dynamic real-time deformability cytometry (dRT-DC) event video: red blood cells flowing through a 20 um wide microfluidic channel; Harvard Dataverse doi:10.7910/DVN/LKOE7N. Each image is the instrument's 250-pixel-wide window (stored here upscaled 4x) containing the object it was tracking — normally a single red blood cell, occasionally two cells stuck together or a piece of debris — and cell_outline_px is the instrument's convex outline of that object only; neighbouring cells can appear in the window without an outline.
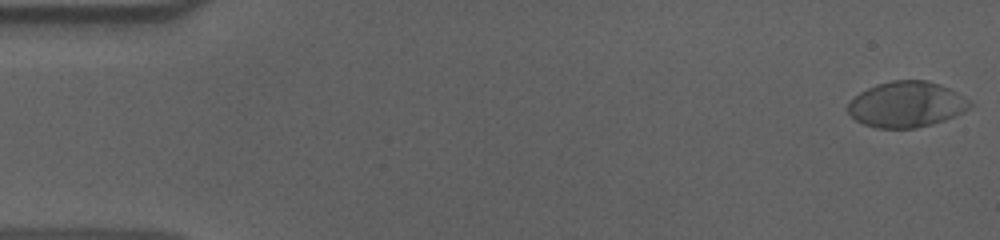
{"species": "human", "species_latin": "Homo sapiens", "temperature_condition": "cold", "stored_images_in_passage": 56, "camera_frame_rate_fps": 3000, "um_per_image_px": 0.085, "donor": {"sex": "male"}, "frame": {"image": 1, "passage_image": 1, "time_ms": 0.0, "image_size_px": [1000, 240], "cell_outline_px": [[972, 104], [964, 112], [944, 120], [932, 124], [916, 128], [876, 128], [864, 124], [856, 120], [848, 112], [848, 104], [860, 92], [876, 84], [892, 80], [924, 80], [940, 84], [956, 92], [968, 100]], "centroid_in_image_um": [77.04, 8.88], "position_along_channel_um": 8.0, "area_um2": 32.25}}
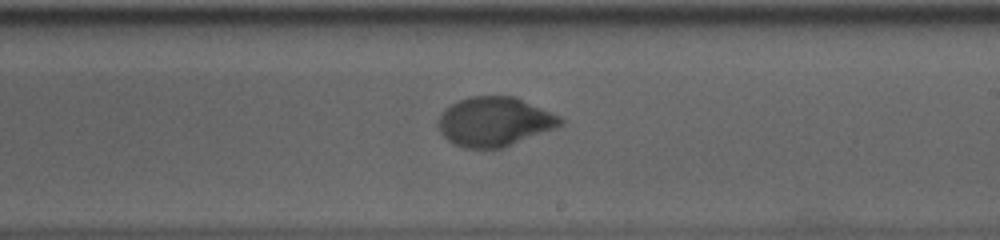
{"frame": {"image": 2, "passage_image": 33, "time_ms": 10.667, "image_size_px": [1000, 240], "cell_outline_px": [[564, 124], [500, 148], [464, 148], [452, 144], [440, 132], [436, 124], [436, 120], [444, 108], [468, 96], [516, 96], [560, 116], [564, 120]], "centroid_in_image_um": [41.98, 10.32], "position_along_channel_um": 247.0, "area_um2": 35.03}}
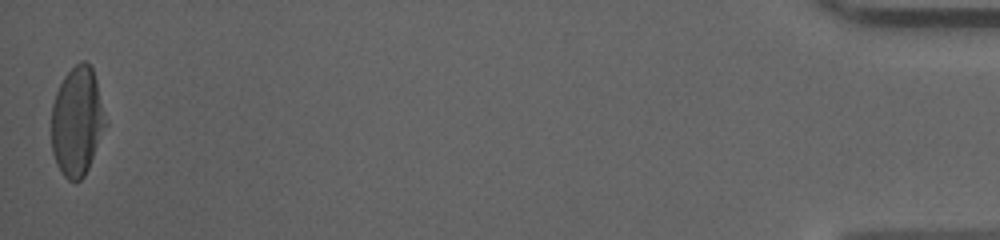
{"frame": {"image": 3, "passage_image": 56, "time_ms": 18.333, "image_size_px": [1000, 240], "cell_outline_px": [[108, 124], [88, 168], [84, 176], [80, 180], [68, 180], [64, 176], [56, 164], [52, 152], [52, 104], [56, 92], [64, 76], [80, 60], [84, 60], [92, 68], [96, 80]], "centroid_in_image_um": [6.56, 10.32], "position_along_channel_um": 428.6, "area_um2": 34.39}, "authors_computed_cell_mechanics": {"area_um2": 34.4199, "velocity_mm_per_s": 3.6082, "shape_relaxation_time_tau1_ms": 3.8937, "shape_relaxation_time_tau2_ms": null, "deformation_change_tau1": 0.1751, "deformation_change_tau2": null}}